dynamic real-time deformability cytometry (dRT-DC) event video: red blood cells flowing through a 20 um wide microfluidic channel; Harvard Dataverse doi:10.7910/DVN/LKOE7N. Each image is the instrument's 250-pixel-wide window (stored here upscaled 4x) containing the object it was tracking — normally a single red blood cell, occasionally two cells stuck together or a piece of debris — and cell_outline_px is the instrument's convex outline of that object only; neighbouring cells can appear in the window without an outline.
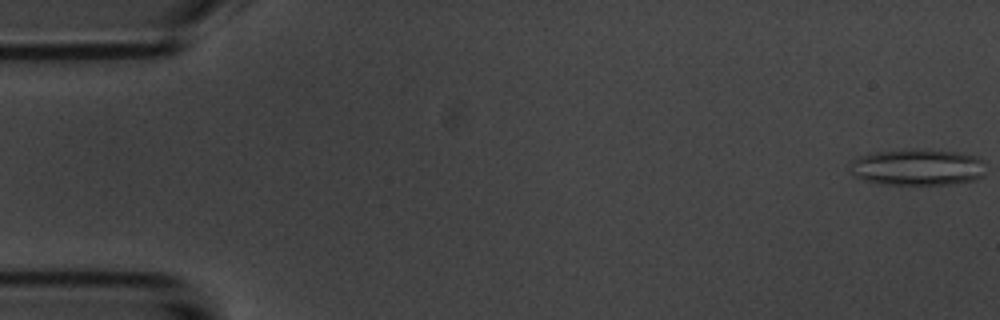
{"species": "common noctule bat (a hibernating species)", "species_latin": "Nyctalus noctula", "temperature_condition": "room temperature", "stored_images_in_passage": 5, "camera_frame_rate_fps": 3000, "um_per_image_px": 0.085, "animal": {"sex": "male", "body_mass_g": 20.1, "forearm_length_mm": 53.5}, "frame": {"image": 1, "passage_image": 1, "time_ms": 0.0, "image_size_px": [1000, 320], "cell_outline_px": [[984, 176], [976, 180], [948, 184], [880, 184], [864, 180], [852, 176], [848, 172], [848, 164], [856, 156], [872, 152], [912, 148], [916, 148], [960, 152], [980, 156], [984, 160]], "centroid_in_image_um": [77.95, 14.19], "position_along_channel_um": 7.1, "area_um2": 29.82}}